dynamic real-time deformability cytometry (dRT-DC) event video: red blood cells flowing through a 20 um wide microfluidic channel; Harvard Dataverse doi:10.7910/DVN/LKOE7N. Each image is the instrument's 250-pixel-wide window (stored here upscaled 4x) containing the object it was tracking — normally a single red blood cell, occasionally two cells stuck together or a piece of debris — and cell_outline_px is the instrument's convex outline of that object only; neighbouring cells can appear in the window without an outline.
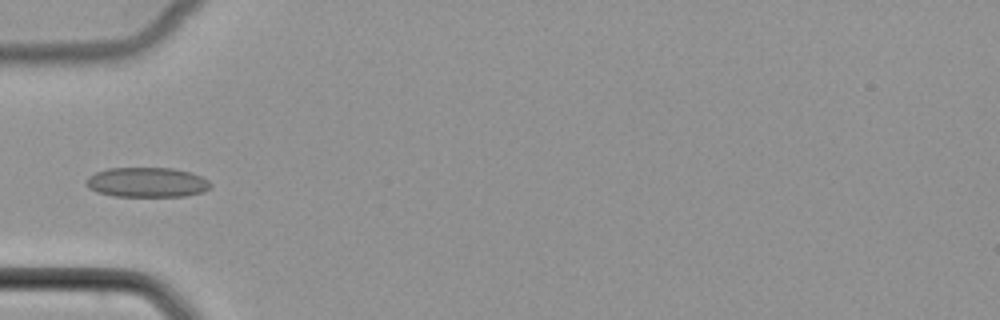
{"species": "common noctule bat (a hibernating species)", "species_latin": "Nyctalus noctula", "temperature_condition": "cold", "stored_images_in_passage": 31, "camera_frame_rate_fps": 3000, "um_per_image_px": 0.085, "animal": {"sex": "female", "body_mass_g": 22.7, "forearm_length_mm": 54.2}, "frame": {"image": 1, "passage_image": 1, "time_ms": 0.0, "image_size_px": [1000, 320], "cell_outline_px": [[212, 184], [204, 192], [184, 196], [112, 196], [96, 192], [88, 188], [84, 184], [84, 180], [88, 176], [96, 172], [108, 168], [172, 168], [192, 172], [208, 180]], "centroid_in_image_um": [12.45, 15.5], "position_along_channel_um": 72.5, "area_um2": 21.85}}
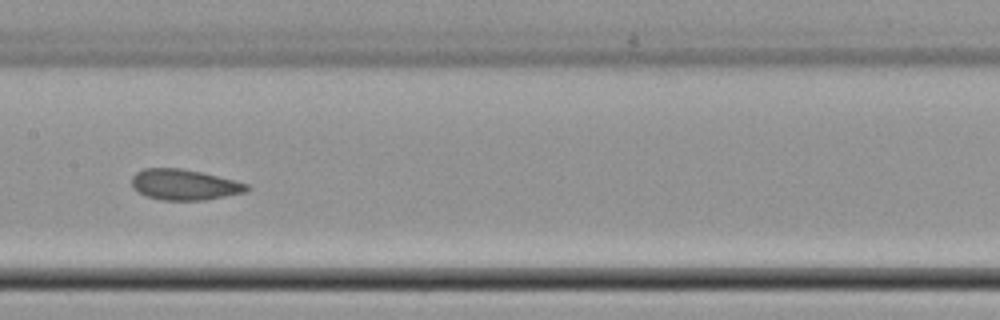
{"frame": {"image": 2, "passage_image": 10, "time_ms": 3.0, "image_size_px": [1000, 320], "cell_outline_px": [[252, 188], [244, 192], [204, 200], [164, 200], [148, 196], [132, 188], [132, 176], [136, 172], [144, 168], [180, 168], [204, 172], [248, 184]], "centroid_in_image_um": [15.67, 15.68], "position_along_channel_um": 191.7, "area_um2": 20.52}}
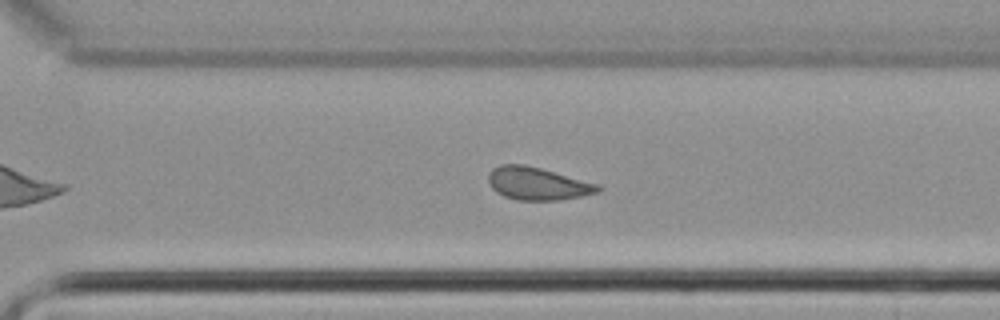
{"frame": {"image": 3, "passage_image": 20, "time_ms": 6.333, "image_size_px": [1000, 320], "cell_outline_px": [[604, 188], [600, 192], [560, 200], [516, 200], [504, 196], [496, 192], [488, 184], [488, 172], [492, 168], [500, 164], [524, 164], [540, 168], [600, 184]], "centroid_in_image_um": [45.69, 15.6], "position_along_channel_um": 324.9, "area_um2": 21.15}}